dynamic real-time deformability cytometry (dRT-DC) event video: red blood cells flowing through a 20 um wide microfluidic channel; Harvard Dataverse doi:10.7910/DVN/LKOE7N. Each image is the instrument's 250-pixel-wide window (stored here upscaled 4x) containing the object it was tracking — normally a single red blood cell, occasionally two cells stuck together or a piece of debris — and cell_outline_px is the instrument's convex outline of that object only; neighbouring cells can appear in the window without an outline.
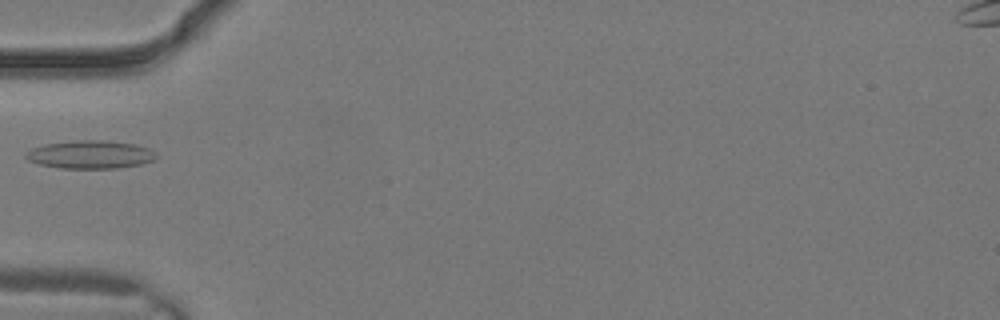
{"species": "common noctule bat (a hibernating species)", "species_latin": "Nyctalus noctula", "temperature_condition": "warm", "stored_images_in_passage": 2, "camera_frame_rate_fps": 3000, "um_per_image_px": 0.085, "animal": {"sex": "male", "body_mass_g": 19.2, "forearm_length_mm": 51.8}, "frame": {"image": 1, "passage_image": 2, "time_ms": 0.333, "image_size_px": [1000, 320], "cell_outline_px": [[156, 156], [152, 160], [140, 164], [116, 168], [60, 168], [40, 164], [28, 160], [24, 156], [32, 148], [44, 144], [72, 140], [100, 140], [136, 144], [148, 148], [156, 152]], "centroid_in_image_um": [7.66, 13.13], "position_along_channel_um": 77.3, "area_um2": 21.21}}